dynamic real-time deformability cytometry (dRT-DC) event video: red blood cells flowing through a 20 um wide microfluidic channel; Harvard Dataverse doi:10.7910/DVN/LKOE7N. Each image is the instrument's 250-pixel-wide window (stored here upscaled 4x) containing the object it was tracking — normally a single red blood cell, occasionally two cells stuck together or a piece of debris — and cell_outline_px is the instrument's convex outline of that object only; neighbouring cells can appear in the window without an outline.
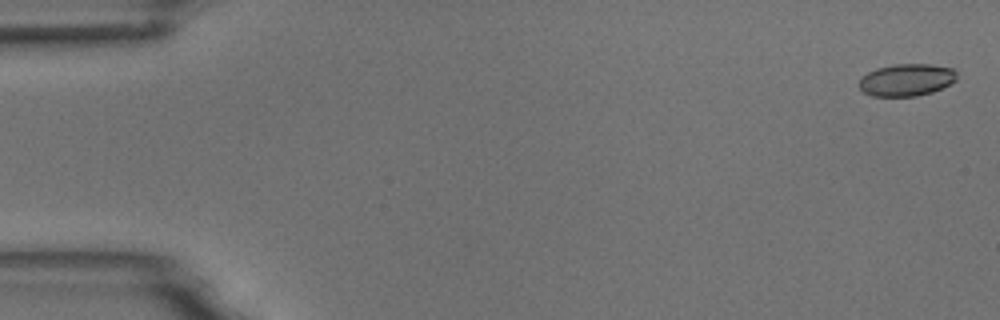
{"species": "common noctule bat (a hibernating species)", "species_latin": "Nyctalus noctula", "temperature_condition": "room temperature", "stored_images_in_passage": 6, "camera_frame_rate_fps": 3000, "um_per_image_px": 0.085, "animal": {"sex": "male", "body_mass_g": 18.8}, "frame": {"image": 1, "passage_image": 1, "time_ms": 0.0, "image_size_px": [1000, 320], "cell_outline_px": [[956, 80], [932, 92], [916, 96], [872, 96], [864, 92], [856, 84], [868, 72], [876, 68], [896, 64], [932, 64], [952, 68], [956, 72]], "centroid_in_image_um": [77.03, 6.79], "position_along_channel_um": 8.0, "area_um2": 18.26}}
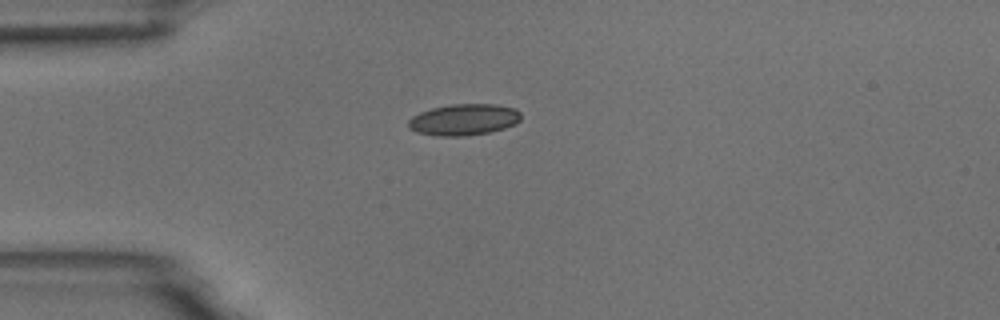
{"frame": {"image": 2, "passage_image": 4, "time_ms": 4.333, "image_size_px": [1000, 320], "cell_outline_px": [[520, 120], [516, 124], [504, 128], [488, 132], [468, 136], [436, 136], [416, 132], [408, 128], [408, 120], [412, 116], [420, 112], [432, 108], [452, 104], [496, 104], [516, 108], [520, 112]], "centroid_in_image_um": [39.42, 10.17], "position_along_channel_um": 45.6, "area_um2": 20.75}}